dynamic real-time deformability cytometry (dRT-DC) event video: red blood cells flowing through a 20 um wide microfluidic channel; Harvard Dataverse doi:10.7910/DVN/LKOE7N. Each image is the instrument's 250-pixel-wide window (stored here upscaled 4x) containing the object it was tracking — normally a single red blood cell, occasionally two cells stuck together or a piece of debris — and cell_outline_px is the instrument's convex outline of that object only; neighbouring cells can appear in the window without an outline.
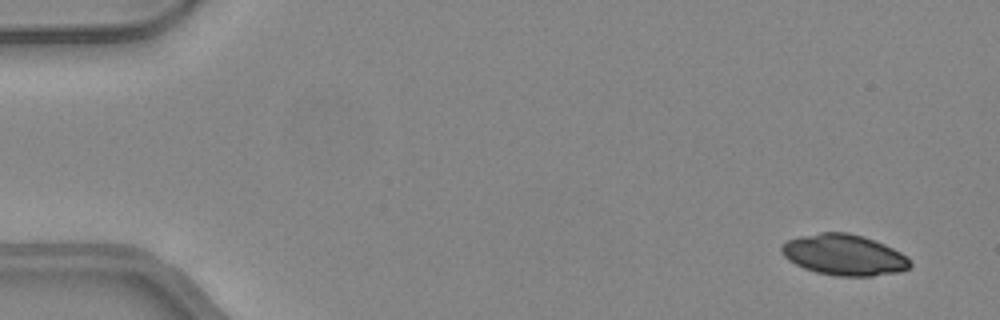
{"species": "common noctule bat (a hibernating species)", "species_latin": "Nyctalus noctula", "temperature_condition": "warm", "stored_images_in_passage": 48, "camera_frame_rate_fps": 3000, "um_per_image_px": 0.085, "animal": {"sex": "female", "body_mass_g": 24.6, "forearm_length_mm": 56.2}, "frame": {"image": 1, "passage_image": 3, "time_ms": 0.667, "image_size_px": [1000, 320], "cell_outline_px": [[912, 264], [908, 268], [900, 272], [872, 276], [836, 276], [816, 272], [804, 268], [788, 260], [780, 252], [780, 244], [788, 240], [800, 236], [820, 232], [848, 232], [864, 236], [884, 244], [908, 256]], "centroid_in_image_um": [71.74, 21.66], "position_along_channel_um": 13.3, "area_um2": 30.87}}
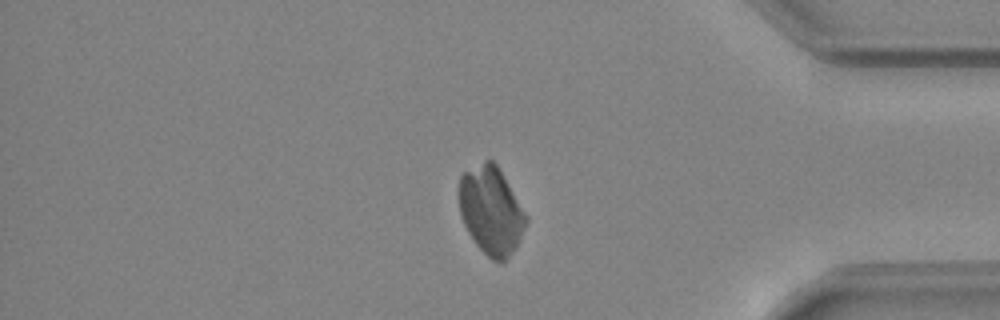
{"frame": {"image": 2, "passage_image": 41, "time_ms": 13.333, "image_size_px": [1000, 320], "cell_outline_px": [[528, 220], [516, 248], [504, 264], [500, 264], [492, 260], [476, 244], [468, 232], [460, 216], [460, 176], [464, 172], [484, 160], [492, 160], [496, 164], [504, 176], [528, 216]], "centroid_in_image_um": [41.77, 17.93], "position_along_channel_um": 393.4, "area_um2": 34.33}}
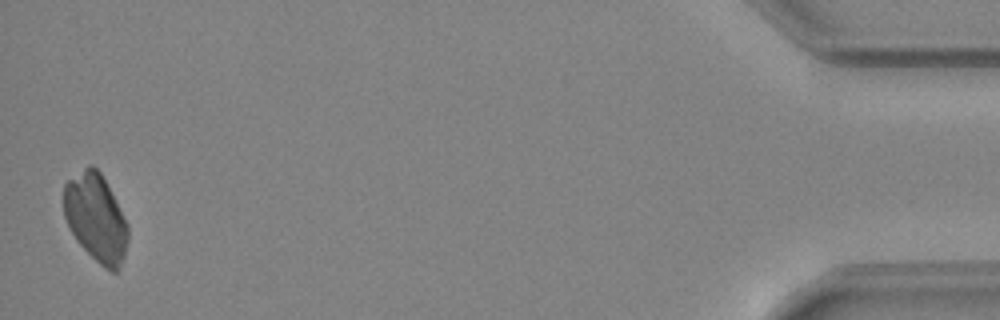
{"frame": {"image": 3, "passage_image": 48, "time_ms": 15.667, "image_size_px": [1000, 320], "cell_outline_px": [[128, 240], [124, 256], [120, 268], [116, 272], [112, 272], [104, 268], [76, 240], [64, 216], [64, 184], [68, 180], [88, 164], [92, 164], [100, 172], [128, 224]], "centroid_in_image_um": [8.15, 18.51], "position_along_channel_um": 427.0, "area_um2": 32.54}}